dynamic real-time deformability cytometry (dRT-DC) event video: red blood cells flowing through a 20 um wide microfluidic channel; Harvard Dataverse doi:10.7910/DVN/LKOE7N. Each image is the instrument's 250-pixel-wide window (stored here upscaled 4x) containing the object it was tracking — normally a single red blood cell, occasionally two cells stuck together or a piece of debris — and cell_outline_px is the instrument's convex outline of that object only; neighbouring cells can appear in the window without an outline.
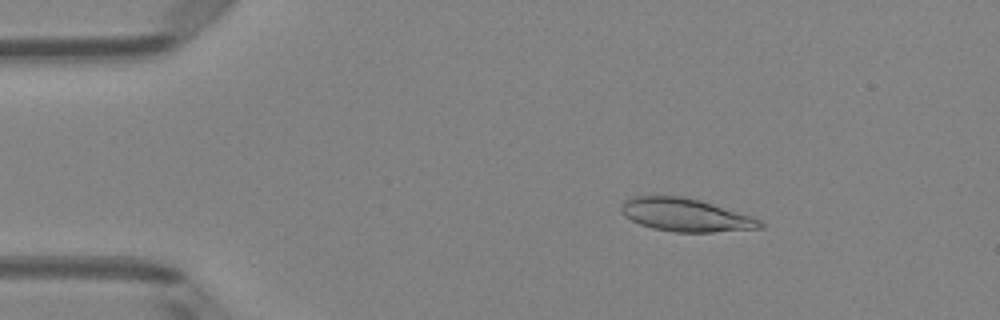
{"species": "Egyptian fruit bat (a non-hibernating species)", "species_latin": "Rousettus aegyptiacus", "temperature_condition": "room temperature", "stored_images_in_passage": 50, "camera_frame_rate_fps": 3000, "um_per_image_px": 0.085, "animal": {"sex": "female"}, "frame": {"image": 1, "passage_image": 8, "time_ms": 2.333, "image_size_px": [1000, 320], "cell_outline_px": [[764, 228], [712, 232], [676, 232], [652, 228], [640, 224], [624, 216], [620, 208], [624, 200], [636, 196], [684, 196], [700, 200], [752, 216], [760, 220], [764, 224]], "centroid_in_image_um": [58.29, 18.27], "position_along_channel_um": 26.7, "area_um2": 26.7}}
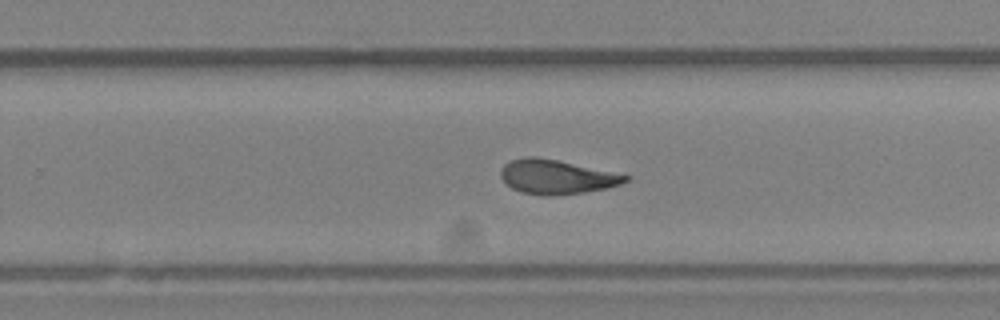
{"frame": {"image": 2, "passage_image": 32, "time_ms": 10.333, "image_size_px": [1000, 320], "cell_outline_px": [[632, 176], [628, 180], [620, 184], [608, 188], [584, 192], [548, 196], [520, 192], [512, 188], [500, 176], [500, 172], [504, 164], [512, 160], [524, 156], [536, 156], [556, 160]], "centroid_in_image_um": [47.3, 15.03], "position_along_channel_um": 282.5, "area_um2": 24.68}}
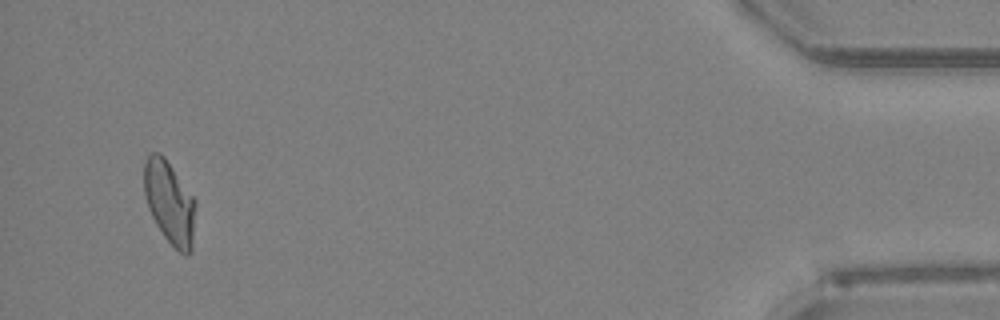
{"frame": {"image": 3, "passage_image": 48, "time_ms": 15.667, "image_size_px": [1000, 320], "cell_outline_px": [[196, 204], [192, 248], [188, 256], [184, 256], [164, 236], [156, 224], [148, 208], [144, 192], [144, 164], [148, 156], [152, 152], [160, 152], [164, 156], [196, 200]], "centroid_in_image_um": [14.42, 17.21], "position_along_channel_um": 420.8, "area_um2": 24.85}, "authors_computed_cell_mechanics": {"area_um2": 25.2586, "velocity_mm_per_s": 4.0332, "shape_relaxation_time_tau1_ms": null, "shape_relaxation_time_tau2_ms": 2.1821, "deformation_change_tau1": null, "deformation_change_tau2": 0.0843}}